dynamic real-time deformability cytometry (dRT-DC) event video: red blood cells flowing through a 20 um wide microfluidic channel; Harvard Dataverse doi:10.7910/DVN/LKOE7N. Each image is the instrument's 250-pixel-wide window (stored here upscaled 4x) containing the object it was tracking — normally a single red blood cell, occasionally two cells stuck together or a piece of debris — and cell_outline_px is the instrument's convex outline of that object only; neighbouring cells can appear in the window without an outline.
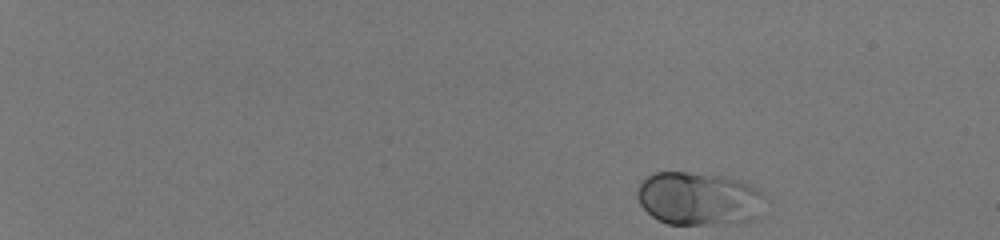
{"species": "human", "species_latin": "Homo sapiens", "temperature_condition": "room temperature", "stored_images_in_passage": 47, "camera_frame_rate_fps": 3000, "um_per_image_px": 0.085, "donor": {"sex": "male"}, "frame": {"image": 1, "passage_image": 1, "time_ms": 0.0, "image_size_px": [1000, 240], "cell_outline_px": [[764, 196], [760, 216], [748, 220], [704, 224], [668, 224], [652, 216], [640, 204], [636, 196], [636, 192], [640, 184], [652, 172], [688, 172], [724, 176], [740, 180], [752, 184], [760, 188], [764, 192]], "centroid_in_image_um": [59.41, 16.86], "position_along_channel_um": 25.6, "area_um2": 39.65}}
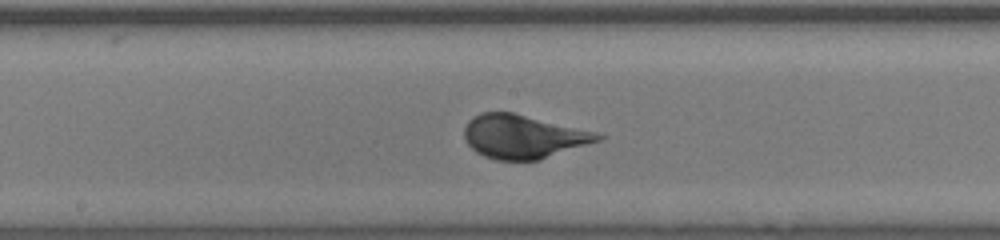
{"frame": {"image": 2, "passage_image": 27, "time_ms": 8.667, "image_size_px": [1000, 240], "cell_outline_px": [[604, 140], [540, 160], [496, 160], [484, 156], [476, 152], [468, 144], [464, 136], [464, 128], [468, 120], [472, 116], [480, 112], [512, 112], [596, 132], [604, 136]], "centroid_in_image_um": [44.48, 11.62], "position_along_channel_um": 203.7, "area_um2": 34.16}}
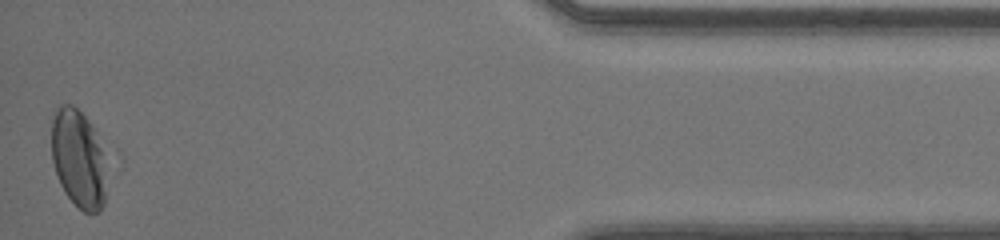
{"frame": {"image": 3, "passage_image": 47, "time_ms": 15.333, "image_size_px": [1000, 240], "cell_outline_px": [[104, 204], [100, 212], [84, 212], [64, 192], [60, 184], [52, 160], [52, 120], [56, 108], [60, 104], [72, 104], [88, 120], [96, 132], [104, 152]], "centroid_in_image_um": [6.65, 13.46], "position_along_channel_um": 428.6, "area_um2": 31.27}, "authors_computed_cell_mechanics": {"area_um2": 34.391, "velocity_mm_per_s": 4.0994, "shape_relaxation_time_tau1_ms": 2.1686, "shape_relaxation_time_tau2_ms": null, "deformation_change_tau1": 0.1443, "deformation_change_tau2": null}}